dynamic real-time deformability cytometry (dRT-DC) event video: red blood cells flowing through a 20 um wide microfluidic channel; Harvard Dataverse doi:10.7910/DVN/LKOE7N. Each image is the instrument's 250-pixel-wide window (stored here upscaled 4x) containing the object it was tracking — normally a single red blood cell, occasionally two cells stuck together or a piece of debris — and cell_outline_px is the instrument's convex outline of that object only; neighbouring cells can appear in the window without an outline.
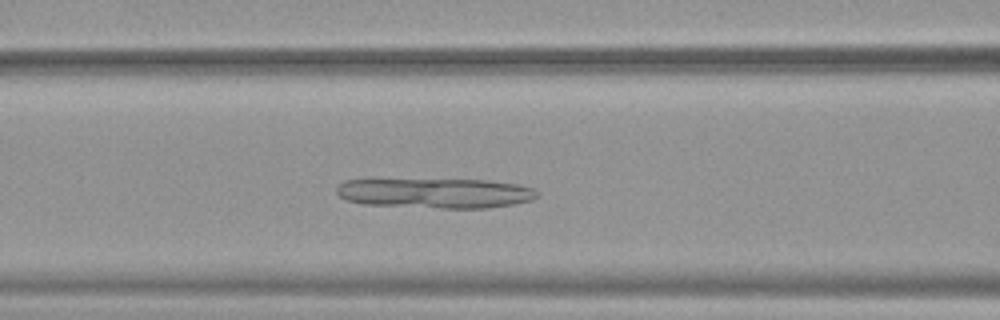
{"species": "common noctule bat (a hibernating species)", "species_latin": "Nyctalus noctula", "temperature_condition": "warm", "stored_images_in_passage": 48, "camera_frame_rate_fps": 3000, "um_per_image_px": 0.085, "animal": {"sex": "female", "body_mass_g": 19.9}, "frame": {"image": 1, "passage_image": 18, "time_ms": 5.667, "image_size_px": [1000, 320], "cell_outline_px": [[540, 196], [532, 200], [516, 204], [488, 208], [440, 208], [364, 204], [344, 200], [336, 192], [336, 188], [344, 180], [368, 176], [372, 176], [488, 180], [516, 184], [536, 188], [540, 192]], "centroid_in_image_um": [36.91, 16.35], "position_along_channel_um": 129.7, "area_um2": 37.28}}
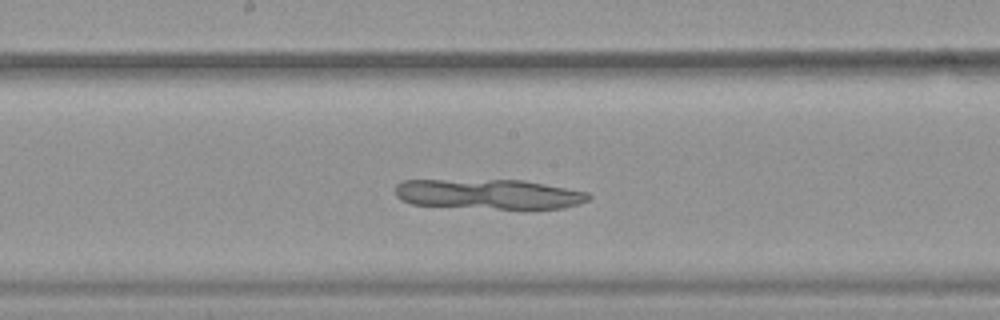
{"frame": {"image": 2, "passage_image": 24, "time_ms": 7.667, "image_size_px": [1000, 320], "cell_outline_px": [[592, 196], [588, 200], [564, 208], [496, 208], [412, 204], [400, 200], [396, 196], [396, 184], [400, 180], [524, 180], [588, 192]], "centroid_in_image_um": [41.52, 16.48], "position_along_channel_um": 206.7, "area_um2": 33.41}}
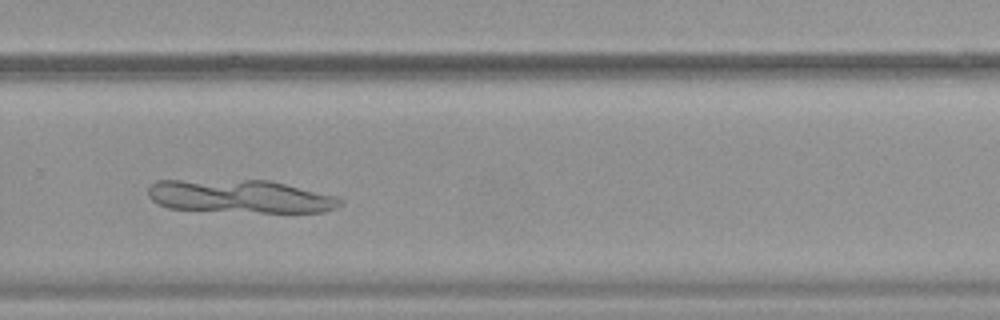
{"frame": {"image": 3, "passage_image": 32, "time_ms": 10.333, "image_size_px": [1000, 320], "cell_outline_px": [[344, 204], [336, 208], [324, 212], [260, 212], [168, 208], [156, 204], [148, 196], [148, 188], [156, 180], [268, 180], [332, 196], [344, 200]], "centroid_in_image_um": [20.36, 16.69], "position_along_channel_um": 309.4, "area_um2": 36.76}}